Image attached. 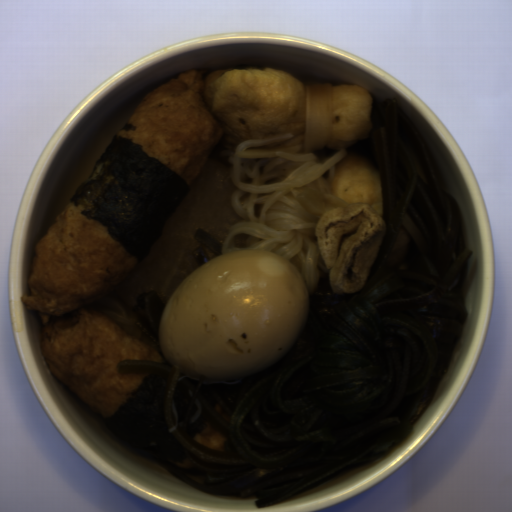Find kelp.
Masks as SVG:
<instances>
[{
  "instance_id": "kelp-2",
  "label": "kelp",
  "mask_w": 512,
  "mask_h": 512,
  "mask_svg": "<svg viewBox=\"0 0 512 512\" xmlns=\"http://www.w3.org/2000/svg\"><path fill=\"white\" fill-rule=\"evenodd\" d=\"M185 178L146 154L132 136L112 135L94 169L69 200L88 220L143 261L189 194Z\"/></svg>"
},
{
  "instance_id": "kelp-4",
  "label": "kelp",
  "mask_w": 512,
  "mask_h": 512,
  "mask_svg": "<svg viewBox=\"0 0 512 512\" xmlns=\"http://www.w3.org/2000/svg\"><path fill=\"white\" fill-rule=\"evenodd\" d=\"M288 260H290L292 263H294L298 267V269L301 271V262L296 253Z\"/></svg>"
},
{
  "instance_id": "kelp-1",
  "label": "kelp",
  "mask_w": 512,
  "mask_h": 512,
  "mask_svg": "<svg viewBox=\"0 0 512 512\" xmlns=\"http://www.w3.org/2000/svg\"><path fill=\"white\" fill-rule=\"evenodd\" d=\"M369 94L371 129L346 156L379 174L386 229L362 289L334 293L314 230L318 280L294 342L273 364L217 383L166 361L167 303L154 290L138 296L135 320L162 361L118 363L147 375L104 421L200 491L254 496L259 509L359 468L408 434L450 366L467 321L464 221L398 97Z\"/></svg>"
},
{
  "instance_id": "kelp-3",
  "label": "kelp",
  "mask_w": 512,
  "mask_h": 512,
  "mask_svg": "<svg viewBox=\"0 0 512 512\" xmlns=\"http://www.w3.org/2000/svg\"><path fill=\"white\" fill-rule=\"evenodd\" d=\"M138 126H134L132 122H130L129 120H127L123 126L119 129V130H132V131H136Z\"/></svg>"
}]
</instances>
